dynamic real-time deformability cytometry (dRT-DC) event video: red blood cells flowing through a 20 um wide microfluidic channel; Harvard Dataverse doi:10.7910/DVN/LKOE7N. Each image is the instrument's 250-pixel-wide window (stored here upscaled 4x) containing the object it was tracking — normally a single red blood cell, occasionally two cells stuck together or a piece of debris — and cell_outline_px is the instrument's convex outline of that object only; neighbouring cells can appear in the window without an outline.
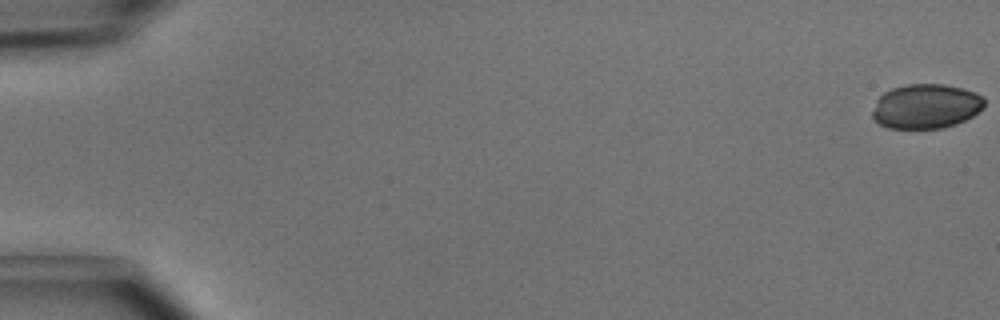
{"species": "common noctule bat (a hibernating species)", "species_latin": "Nyctalus noctula", "temperature_condition": "cold", "stored_images_in_passage": 12, "camera_frame_rate_fps": 3000, "um_per_image_px": 0.085, "animal": {"sex": "male", "body_mass_g": 15.6}, "frame": {"image": 1, "passage_image": 1, "time_ms": 0.0, "image_size_px": [1000, 320], "cell_outline_px": [[984, 104], [972, 116], [956, 124], [944, 128], [888, 128], [880, 124], [872, 116], [872, 112], [876, 100], [884, 92], [892, 88], [908, 84], [944, 84], [964, 88], [976, 92], [984, 96]], "centroid_in_image_um": [78.7, 9.02], "position_along_channel_um": 6.3, "area_um2": 29.07}}